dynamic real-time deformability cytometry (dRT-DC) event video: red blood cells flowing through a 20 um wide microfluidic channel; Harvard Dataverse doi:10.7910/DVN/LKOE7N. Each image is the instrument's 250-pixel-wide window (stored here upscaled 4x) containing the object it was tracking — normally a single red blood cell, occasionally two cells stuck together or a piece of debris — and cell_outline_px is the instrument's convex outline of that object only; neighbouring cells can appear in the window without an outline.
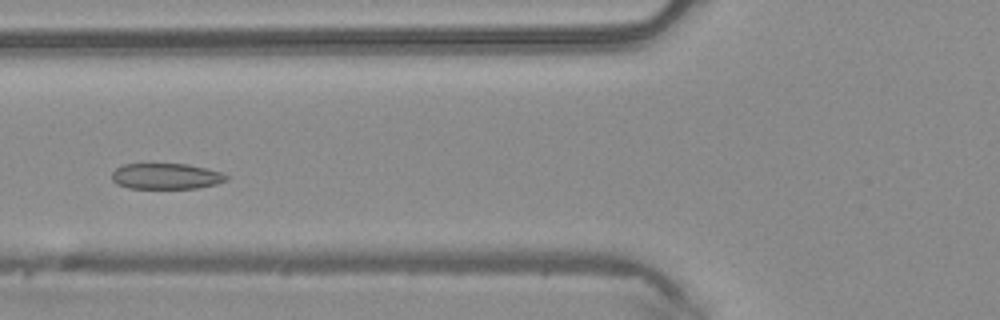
{"species": "common noctule bat (a hibernating species)", "species_latin": "Nyctalus noctula", "temperature_condition": "warm", "stored_images_in_passage": 35, "camera_frame_rate_fps": 3000, "um_per_image_px": 0.085, "animal": {"sex": "male", "body_mass_g": 20.4}, "frame": {"image": 1, "passage_image": 12, "time_ms": 3.667, "image_size_px": [1000, 320], "cell_outline_px": [[228, 180], [216, 184], [196, 188], [128, 188], [116, 184], [112, 180], [112, 172], [116, 168], [124, 164], [188, 164], [224, 172], [228, 176]], "centroid_in_image_um": [14.13, 14.98], "position_along_channel_um": 111.7, "area_um2": 17.34}}
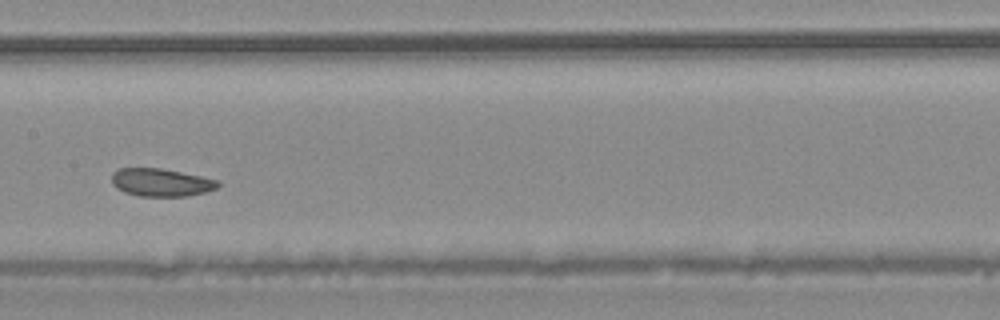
{"frame": {"image": 2, "passage_image": 18, "time_ms": 5.667, "image_size_px": [1000, 320], "cell_outline_px": [[220, 184], [216, 188], [204, 192], [188, 196], [140, 196], [124, 192], [116, 188], [112, 184], [112, 172], [120, 168], [160, 168], [220, 180]], "centroid_in_image_um": [13.67, 15.5], "position_along_channel_um": 193.7, "area_um2": 17.22}}
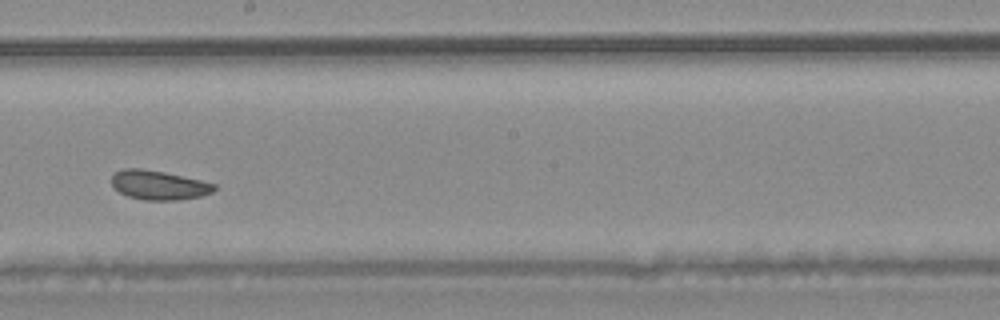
{"frame": {"image": 3, "passage_image": 21, "time_ms": 6.667, "image_size_px": [1000, 320], "cell_outline_px": [[216, 188], [212, 192], [200, 196], [176, 200], [144, 200], [128, 196], [120, 192], [112, 184], [112, 176], [120, 168], [144, 168], [164, 172], [200, 180], [216, 184]], "centroid_in_image_um": [13.48, 15.72], "position_along_channel_um": 234.7, "area_um2": 17.4}, "authors_computed_cell_mechanics": {"area_um2": 18.1492, "velocity_mm_per_s": 4.1054, "shape_relaxation_time_tau1_ms": null, "shape_relaxation_time_tau2_ms": 1.2361, "deformation_change_tau1": null, "deformation_change_tau2": 0.0467}}